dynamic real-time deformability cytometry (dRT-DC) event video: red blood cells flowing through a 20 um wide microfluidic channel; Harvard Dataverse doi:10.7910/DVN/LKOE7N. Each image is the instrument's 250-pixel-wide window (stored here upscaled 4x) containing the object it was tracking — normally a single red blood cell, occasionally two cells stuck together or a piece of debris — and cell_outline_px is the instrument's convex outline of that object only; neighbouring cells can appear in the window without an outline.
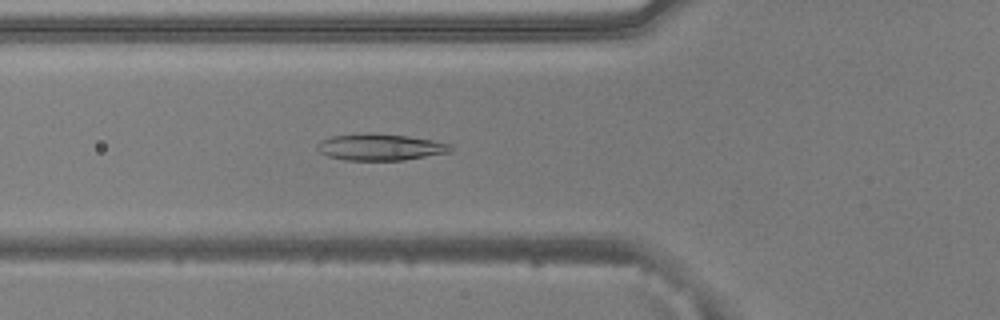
{"species": "common noctule bat (a hibernating species)", "species_latin": "Nyctalus noctula", "temperature_condition": "warm", "stored_images_in_passage": 52, "camera_frame_rate_fps": 3000, "um_per_image_px": 0.085, "animal": {"sex": "male", "body_mass_g": 20.5, "forearm_length_mm": 52.5}, "frame": {"image": 1, "passage_image": 19, "time_ms": 6.0, "image_size_px": [1000, 320], "cell_outline_px": [[456, 148], [452, 152], [404, 160], [344, 160], [328, 156], [320, 152], [316, 148], [316, 144], [320, 140], [332, 136], [364, 132], [368, 132], [408, 136], [432, 140], [452, 144]], "centroid_in_image_um": [32.34, 12.49], "position_along_channel_um": 93.5, "area_um2": 21.04}}
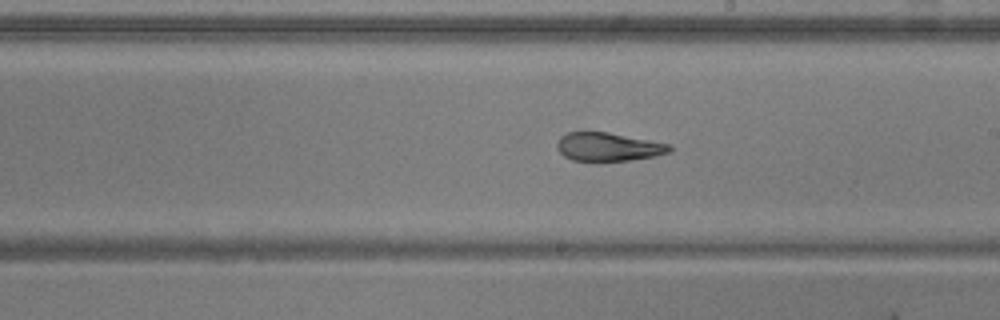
{"frame": {"image": 2, "passage_image": 30, "time_ms": 9.667, "image_size_px": [1000, 320], "cell_outline_px": [[672, 152], [656, 156], [600, 164], [592, 164], [572, 160], [564, 156], [556, 148], [556, 144], [560, 136], [568, 132], [608, 132], [672, 144]], "centroid_in_image_um": [51.69, 12.53], "position_along_channel_um": 237.3, "area_um2": 19.59}}
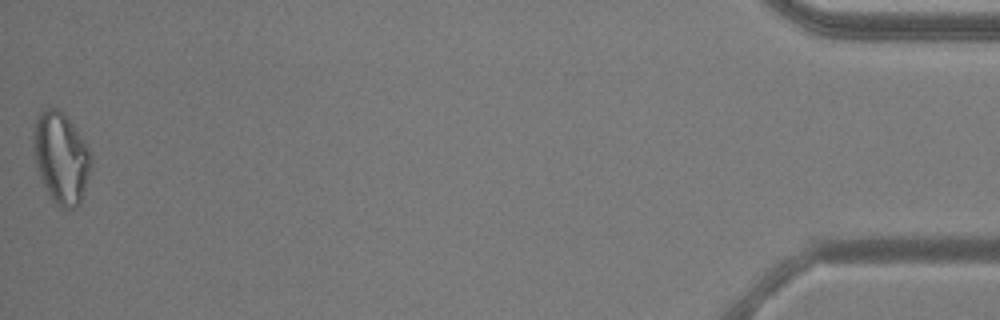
{"frame": {"image": 3, "passage_image": 52, "time_ms": 17.0, "image_size_px": [1000, 320], "cell_outline_px": [[92, 164], [80, 204], [76, 208], [60, 208], [52, 200], [40, 176], [36, 164], [32, 136], [36, 116], [44, 108], [56, 108], [64, 112], [84, 140], [92, 156]], "centroid_in_image_um": [5.19, 13.39], "position_along_channel_um": 430.0, "area_um2": 30.69}, "authors_computed_cell_mechanics": {"area_um2": 22.3397, "velocity_mm_per_s": 3.9011, "shape_relaxation_time_tau1_ms": null, "shape_relaxation_time_tau2_ms": 2.2422, "deformation_change_tau1": null, "deformation_change_tau2": 0.0859}}